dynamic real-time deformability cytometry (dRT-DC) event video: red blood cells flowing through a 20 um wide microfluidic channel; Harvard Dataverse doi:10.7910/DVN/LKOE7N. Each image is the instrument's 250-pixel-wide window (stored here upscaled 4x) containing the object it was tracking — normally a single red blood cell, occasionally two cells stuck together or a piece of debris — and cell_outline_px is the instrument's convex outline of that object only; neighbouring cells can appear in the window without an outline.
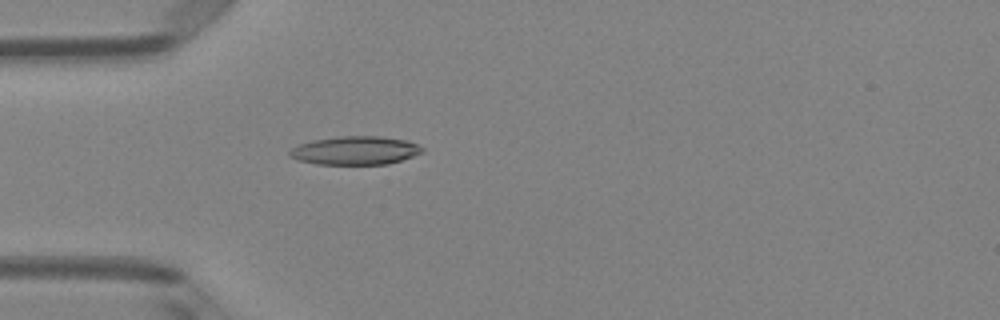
{"species": "Egyptian fruit bat (a non-hibernating species)", "species_latin": "Rousettus aegyptiacus", "temperature_condition": "room temperature", "stored_images_in_passage": 50, "camera_frame_rate_fps": 3000, "um_per_image_px": 0.085, "animal": {"sex": "female"}, "frame": {"image": 1, "passage_image": 15, "time_ms": 4.667, "image_size_px": [1000, 320], "cell_outline_px": [[424, 152], [388, 164], [316, 164], [296, 160], [288, 156], [288, 152], [296, 144], [312, 140], [340, 136], [380, 136], [408, 140], [424, 148]], "centroid_in_image_um": [30.15, 12.78], "position_along_channel_um": 54.8, "area_um2": 22.2}}
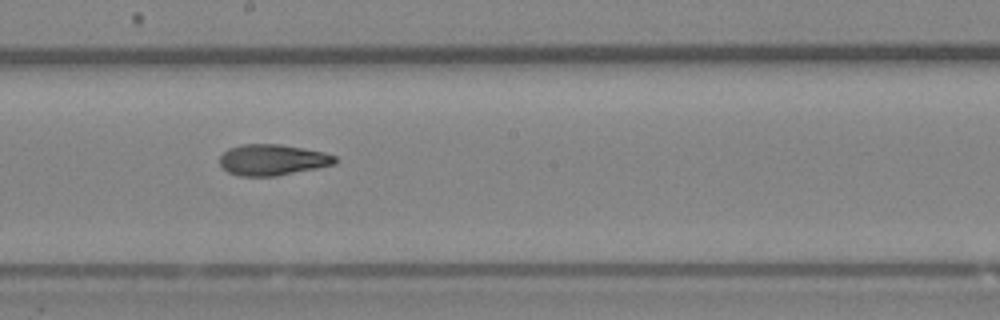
{"frame": {"image": 2, "passage_image": 28, "time_ms": 9.0, "image_size_px": [1000, 320], "cell_outline_px": [[336, 164], [276, 176], [240, 176], [228, 172], [220, 164], [220, 156], [228, 148], [240, 144], [280, 144], [304, 148], [324, 152], [336, 156]], "centroid_in_image_um": [23.16, 13.58], "position_along_channel_um": 225.0, "area_um2": 20.87}}
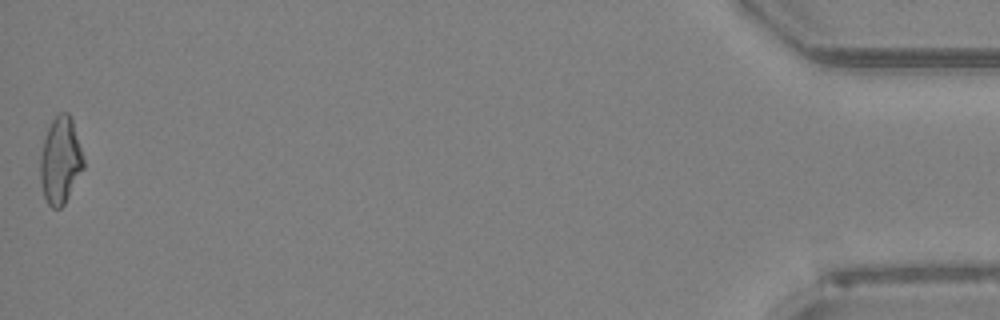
{"frame": {"image": 3, "passage_image": 50, "time_ms": 16.333, "image_size_px": [1000, 320], "cell_outline_px": [[84, 168], [64, 204], [60, 208], [52, 208], [48, 204], [44, 196], [40, 180], [40, 156], [44, 140], [48, 128], [52, 120], [60, 112], [68, 112], [72, 120], [84, 160]], "centroid_in_image_um": [5.13, 13.66], "position_along_channel_um": 430.1, "area_um2": 21.62}, "authors_computed_cell_mechanics": {"area_um2": 21.097, "velocity_mm_per_s": 4.0947, "shape_relaxation_time_tau1_ms": null, "shape_relaxation_time_tau2_ms": 3.5294, "deformation_change_tau1": null, "deformation_change_tau2": 0.1217}}